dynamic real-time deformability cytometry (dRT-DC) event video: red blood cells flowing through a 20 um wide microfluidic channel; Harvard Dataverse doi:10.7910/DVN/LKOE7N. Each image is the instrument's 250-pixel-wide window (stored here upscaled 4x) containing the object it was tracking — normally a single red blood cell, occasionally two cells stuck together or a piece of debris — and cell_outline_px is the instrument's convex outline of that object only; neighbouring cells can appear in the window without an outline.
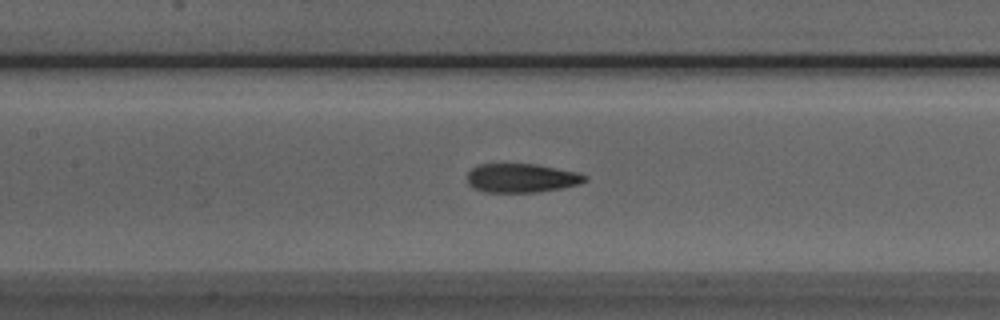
{"species": "Egyptian fruit bat (a non-hibernating species)", "species_latin": "Rousettus aegyptiacus", "temperature_condition": "room temperature", "stored_images_in_passage": 51, "camera_frame_rate_fps": 3000, "um_per_image_px": 0.085, "animal": {"sex": "male"}, "frame": {"image": 1, "passage_image": 23, "time_ms": 7.333, "image_size_px": [1000, 320], "cell_outline_px": [[588, 180], [580, 184], [564, 188], [536, 192], [484, 192], [468, 184], [468, 172], [472, 168], [480, 164], [536, 164], [576, 172], [588, 176]], "centroid_in_image_um": [44.36, 15.13], "position_along_channel_um": 163.0, "area_um2": 19.83}}
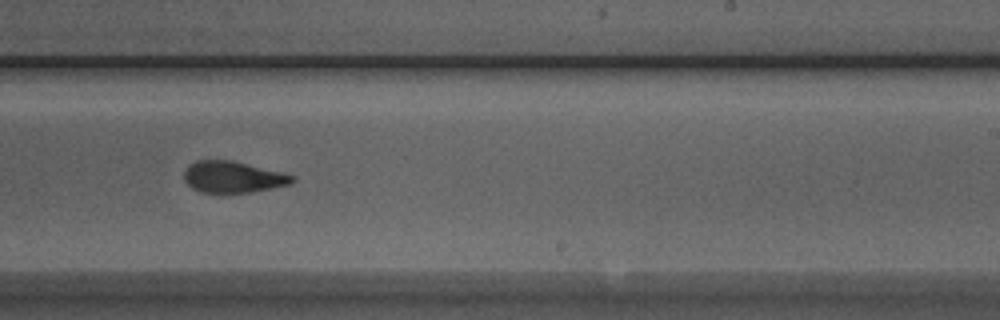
{"frame": {"image": 2, "passage_image": 31, "time_ms": 10.0, "image_size_px": [1000, 320], "cell_outline_px": [[296, 180], [288, 184], [272, 188], [252, 192], [200, 192], [192, 188], [184, 180], [184, 172], [188, 164], [196, 160], [232, 160], [296, 176]], "centroid_in_image_um": [19.77, 15.03], "position_along_channel_um": 269.2, "area_um2": 19.71}}
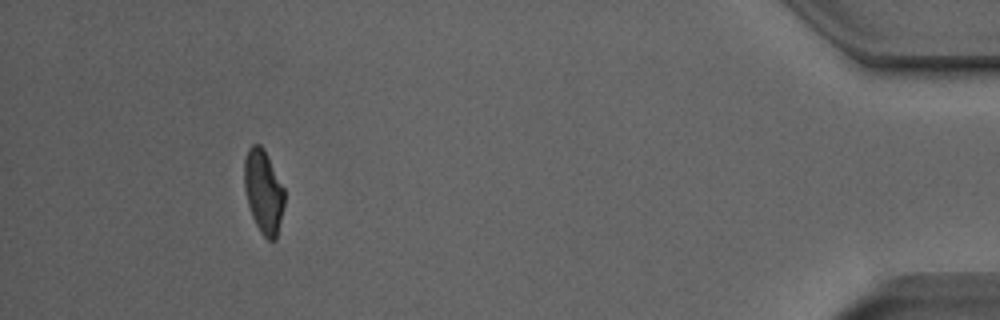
{"frame": {"image": 3, "passage_image": 47, "time_ms": 15.333, "image_size_px": [1000, 320], "cell_outline_px": [[284, 204], [276, 240], [268, 240], [260, 232], [252, 216], [248, 204], [244, 188], [244, 160], [248, 148], [252, 144], [260, 144], [264, 148], [284, 188]], "centroid_in_image_um": [22.39, 16.27], "position_along_channel_um": 412.8, "area_um2": 19.54}, "authors_computed_cell_mechanics": {"area_um2": 20.23, "velocity_mm_per_s": 3.9911, "shape_relaxation_time_tau1_ms": 3.8419, "shape_relaxation_time_tau2_ms": 1.6679, "deformation_change_tau1": 0.1723, "deformation_change_tau2": 0.0871}}